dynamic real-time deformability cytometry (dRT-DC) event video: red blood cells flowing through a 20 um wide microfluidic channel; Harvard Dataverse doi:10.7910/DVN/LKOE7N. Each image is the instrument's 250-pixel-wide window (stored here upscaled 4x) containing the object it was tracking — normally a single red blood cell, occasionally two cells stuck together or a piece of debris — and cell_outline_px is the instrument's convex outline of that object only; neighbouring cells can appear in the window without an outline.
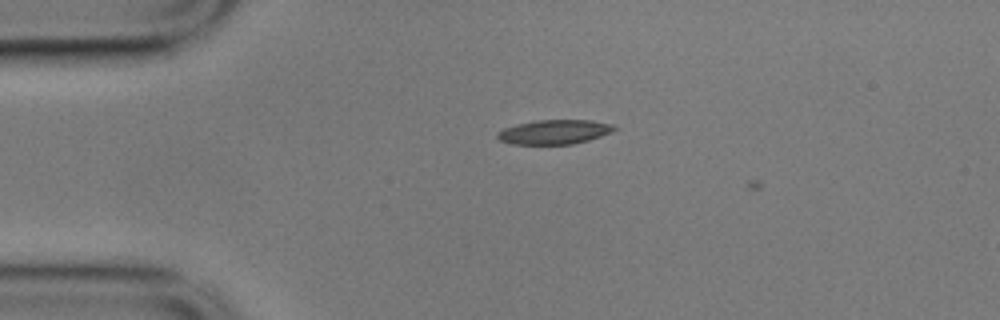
{"species": "common noctule bat (a hibernating species)", "species_latin": "Nyctalus noctula", "temperature_condition": "cold", "stored_images_in_passage": 9, "camera_frame_rate_fps": 3000, "um_per_image_px": 0.085, "animal": {"sex": "male", "body_mass_g": 17.9}, "frame": {"image": 1, "passage_image": 8, "time_ms": 2.333, "image_size_px": [1000, 320], "cell_outline_px": [[616, 128], [612, 132], [588, 140], [572, 144], [512, 144], [500, 140], [496, 136], [496, 132], [504, 128], [516, 124], [536, 120], [592, 120], [612, 124]], "centroid_in_image_um": [47.09, 11.21], "position_along_channel_um": 37.9, "area_um2": 16.59}}